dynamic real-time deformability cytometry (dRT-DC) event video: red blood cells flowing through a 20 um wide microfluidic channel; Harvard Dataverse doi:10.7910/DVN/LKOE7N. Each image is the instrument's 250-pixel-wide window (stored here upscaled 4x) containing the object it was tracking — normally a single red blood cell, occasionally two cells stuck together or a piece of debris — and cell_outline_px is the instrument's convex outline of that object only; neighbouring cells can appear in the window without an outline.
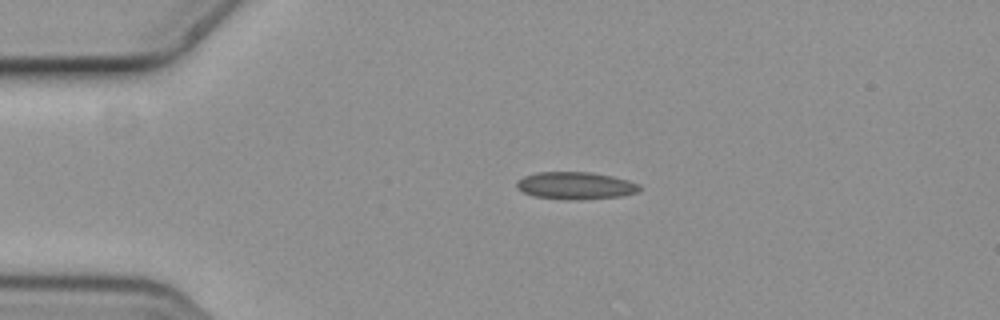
{"species": "common noctule bat (a hibernating species)", "species_latin": "Nyctalus noctula", "temperature_condition": "cold", "stored_images_in_passage": 3, "camera_frame_rate_fps": 3000, "um_per_image_px": 0.085, "animal": {"sex": "female", "body_mass_g": 19.3, "forearm_length_mm": 54.1}, "frame": {"image": 1, "passage_image": 2, "time_ms": 0.333, "image_size_px": [1000, 320], "cell_outline_px": [[640, 188], [636, 192], [620, 196], [576, 200], [568, 200], [532, 196], [516, 188], [516, 184], [524, 176], [536, 172], [592, 172], [612, 176], [628, 180], [640, 184]], "centroid_in_image_um": [48.9, 15.77], "position_along_channel_um": 36.1, "area_um2": 19.54}}